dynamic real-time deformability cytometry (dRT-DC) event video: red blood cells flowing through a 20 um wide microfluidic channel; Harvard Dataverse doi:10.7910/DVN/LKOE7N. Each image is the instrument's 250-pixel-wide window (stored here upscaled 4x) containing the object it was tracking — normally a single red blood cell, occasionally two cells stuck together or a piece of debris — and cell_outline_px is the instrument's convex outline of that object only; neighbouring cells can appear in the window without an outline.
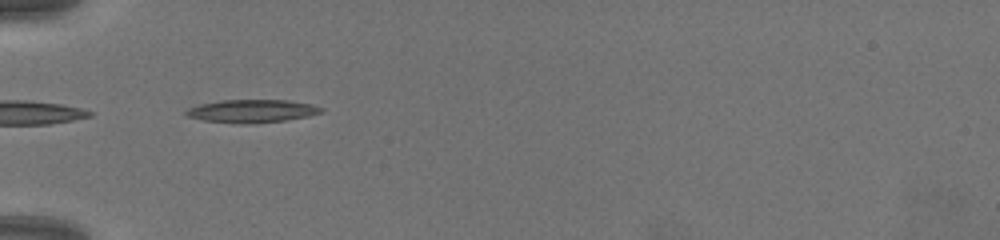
{"species": "common noctule bat (a hibernating species)", "species_latin": "Nyctalus noctula", "temperature_condition": "warm", "stored_images_in_passage": 45, "camera_frame_rate_fps": 3000, "um_per_image_px": 0.085, "animal": {"sex": "female", "body_mass_g": 19.5, "forearm_length_mm": 54.1}, "frame": {"image": 1, "passage_image": 1, "time_ms": 0.0, "image_size_px": [1000, 240], "cell_outline_px": [[324, 112], [308, 116], [284, 120], [248, 124], [240, 124], [204, 120], [184, 116], [184, 112], [188, 108], [200, 104], [224, 100], [288, 100], [312, 104], [324, 108]], "centroid_in_image_um": [21.41, 9.44], "position_along_channel_um": 63.6, "area_um2": 18.15}}
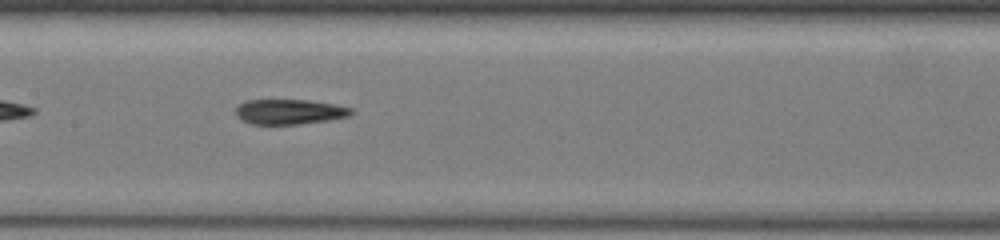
{"frame": {"image": 2, "passage_image": 13, "time_ms": 4.0, "image_size_px": [1000, 240], "cell_outline_px": [[352, 112], [348, 116], [328, 120], [300, 124], [248, 124], [240, 120], [236, 116], [236, 108], [240, 104], [248, 100], [308, 100], [336, 104], [352, 108]], "centroid_in_image_um": [24.57, 9.5], "position_along_channel_um": 182.8, "area_um2": 16.88}}
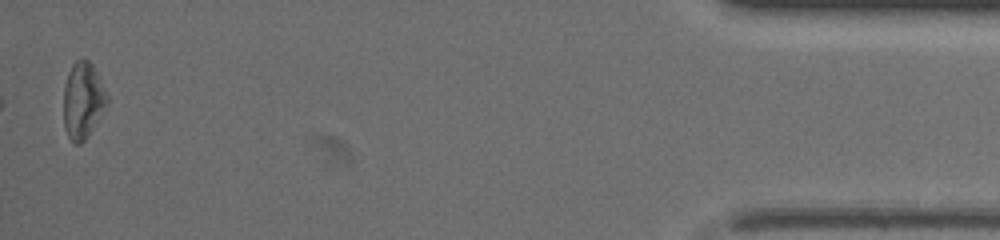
{"frame": {"image": 3, "passage_image": 44, "time_ms": 14.333, "image_size_px": [1000, 240], "cell_outline_px": [[108, 104], [84, 140], [80, 144], [76, 144], [68, 136], [64, 128], [64, 88], [68, 72], [72, 64], [76, 60], [88, 60], [92, 64], [108, 96]], "centroid_in_image_um": [7.04, 8.53], "position_along_channel_um": 428.2, "area_um2": 19.02}}